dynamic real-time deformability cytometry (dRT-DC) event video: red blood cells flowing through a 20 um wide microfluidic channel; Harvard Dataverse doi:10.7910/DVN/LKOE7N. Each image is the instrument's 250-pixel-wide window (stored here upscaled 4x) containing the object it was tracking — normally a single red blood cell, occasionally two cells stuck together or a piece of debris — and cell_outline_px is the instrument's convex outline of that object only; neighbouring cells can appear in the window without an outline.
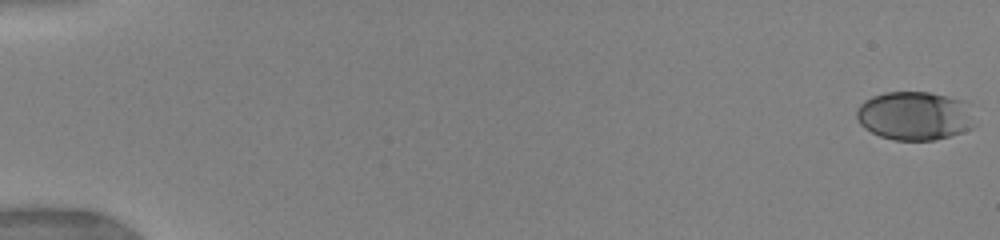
{"species": "human", "species_latin": "Homo sapiens", "temperature_condition": "warm", "stored_images_in_passage": 42, "camera_frame_rate_fps": 3000, "um_per_image_px": 0.085, "donor": {"sex": "female"}, "frame": {"image": 1, "passage_image": 1, "time_ms": 0.0, "image_size_px": [1000, 240], "cell_outline_px": [[976, 124], [972, 128], [936, 140], [892, 140], [880, 136], [864, 128], [860, 124], [856, 116], [856, 108], [864, 100], [872, 96], [884, 92], [928, 92], [948, 96], [960, 100]], "centroid_in_image_um": [77.66, 9.85], "position_along_channel_um": 7.3, "area_um2": 33.23}}
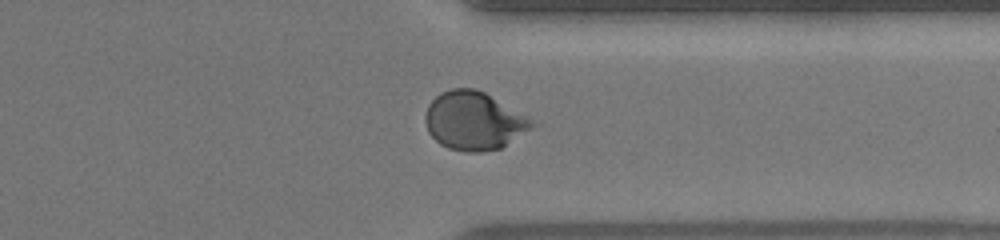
{"frame": {"image": 2, "passage_image": 34, "time_ms": 13.333, "image_size_px": [1000, 240], "cell_outline_px": [[540, 124], [500, 148], [480, 152], [468, 152], [448, 148], [440, 144], [428, 132], [424, 120], [424, 116], [428, 104], [440, 92], [452, 88], [476, 88], [484, 92], [528, 116]], "centroid_in_image_um": [40.3, 10.26], "position_along_channel_um": 371.1, "area_um2": 36.47}}
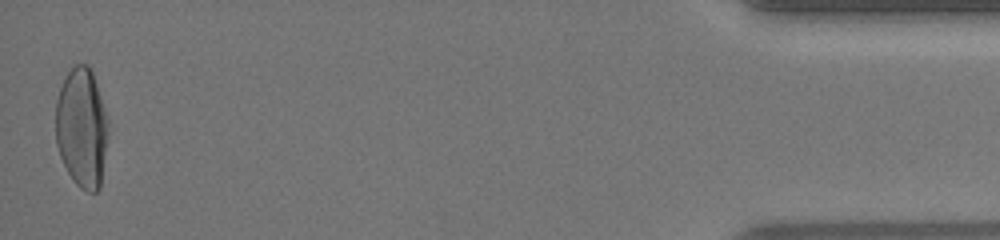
{"frame": {"image": 3, "passage_image": 42, "time_ms": 16.667, "image_size_px": [1000, 240], "cell_outline_px": [[108, 136], [100, 188], [96, 192], [88, 192], [80, 188], [72, 180], [60, 156], [56, 144], [56, 100], [60, 88], [68, 72], [76, 64], [88, 64], [92, 68], [108, 120]], "centroid_in_image_um": [6.96, 10.86], "position_along_channel_um": 428.2, "area_um2": 36.88}, "authors_computed_cell_mechanics": {"area_um2": 35.0557, "velocity_mm_per_s": 4.043, "shape_relaxation_time_tau1_ms": 3.4526, "shape_relaxation_time_tau2_ms": null, "deformation_change_tau1": 0.1745, "deformation_change_tau2": null}}